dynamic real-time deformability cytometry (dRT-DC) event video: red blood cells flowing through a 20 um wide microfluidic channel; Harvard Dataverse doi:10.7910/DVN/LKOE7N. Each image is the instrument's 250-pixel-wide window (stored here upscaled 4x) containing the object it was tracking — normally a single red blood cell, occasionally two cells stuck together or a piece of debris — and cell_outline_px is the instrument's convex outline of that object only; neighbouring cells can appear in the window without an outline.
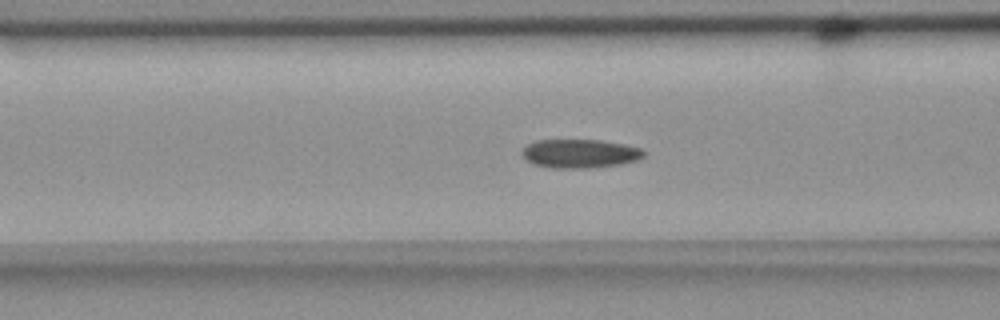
{"species": "common noctule bat (a hibernating species)", "species_latin": "Nyctalus noctula", "temperature_condition": "room temperature", "stored_images_in_passage": 56, "camera_frame_rate_fps": 3000, "um_per_image_px": 0.085, "animal": {"sex": "female", "body_mass_g": 18.4}, "frame": {"image": 1, "passage_image": 21, "time_ms": 6.667, "image_size_px": [1000, 320], "cell_outline_px": [[644, 156], [640, 160], [620, 164], [592, 168], [552, 168], [532, 164], [520, 152], [528, 144], [536, 140], [600, 140], [624, 144], [640, 148], [644, 152]], "centroid_in_image_um": [49.3, 13.06], "position_along_channel_um": 117.3, "area_um2": 20.46}}
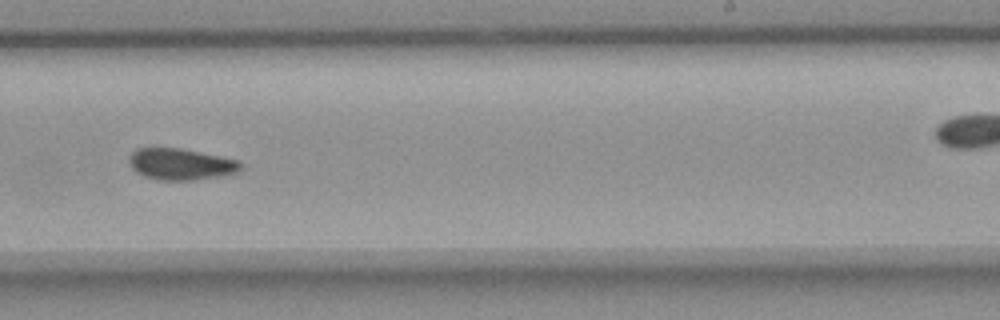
{"frame": {"image": 2, "passage_image": 34, "time_ms": 11.0, "image_size_px": [1000, 320], "cell_outline_px": [[240, 168], [236, 172], [220, 176], [192, 180], [156, 180], [144, 176], [136, 172], [132, 168], [128, 160], [128, 156], [136, 148], [180, 148], [240, 160]], "centroid_in_image_um": [15.32, 13.95], "position_along_channel_um": 273.7, "area_um2": 20.4}}
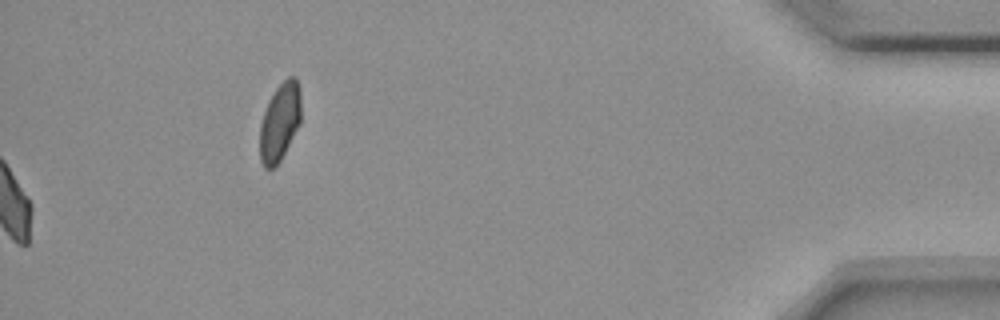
{"frame": {"image": 3, "passage_image": 56, "time_ms": 18.333, "image_size_px": [1000, 320], "cell_outline_px": [[300, 124], [280, 160], [272, 168], [264, 168], [260, 160], [260, 124], [268, 100], [276, 88], [288, 76], [296, 76], [300, 88]], "centroid_in_image_um": [23.78, 10.34], "position_along_channel_um": 411.4, "area_um2": 18.67}, "authors_computed_cell_mechanics": {"area_um2": 20.23, "velocity_mm_per_s": 3.6231, "shape_relaxation_time_tau1_ms": 5.4242, "shape_relaxation_time_tau2_ms": 3.0686, "deformation_change_tau1": 0.1314, "deformation_change_tau2": 0.0848}}